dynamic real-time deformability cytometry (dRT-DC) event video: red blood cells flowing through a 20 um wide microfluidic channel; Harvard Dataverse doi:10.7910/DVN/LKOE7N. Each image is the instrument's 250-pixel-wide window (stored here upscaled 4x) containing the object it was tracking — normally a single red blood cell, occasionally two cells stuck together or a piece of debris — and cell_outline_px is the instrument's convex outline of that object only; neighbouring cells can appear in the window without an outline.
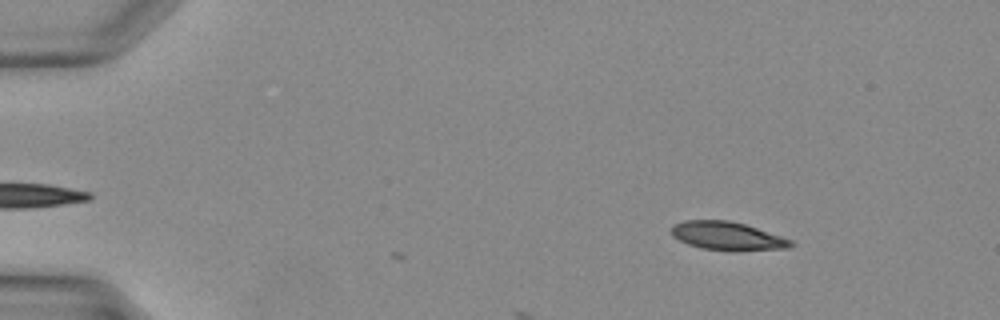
{"species": "Egyptian fruit bat (a non-hibernating species)", "species_latin": "Rousettus aegyptiacus", "temperature_condition": "warm", "stored_images_in_passage": 2, "camera_frame_rate_fps": 3000, "um_per_image_px": 0.085, "animal": {"sex": "female"}, "frame": {"image": 1, "passage_image": 2, "time_ms": 0.333, "image_size_px": [1000, 320], "cell_outline_px": [[796, 244], [788, 248], [740, 252], [728, 252], [700, 248], [688, 244], [672, 236], [672, 224], [684, 220], [728, 220], [744, 224], [792, 240]], "centroid_in_image_um": [61.83, 20.09], "position_along_channel_um": 23.2, "area_um2": 20.11}}